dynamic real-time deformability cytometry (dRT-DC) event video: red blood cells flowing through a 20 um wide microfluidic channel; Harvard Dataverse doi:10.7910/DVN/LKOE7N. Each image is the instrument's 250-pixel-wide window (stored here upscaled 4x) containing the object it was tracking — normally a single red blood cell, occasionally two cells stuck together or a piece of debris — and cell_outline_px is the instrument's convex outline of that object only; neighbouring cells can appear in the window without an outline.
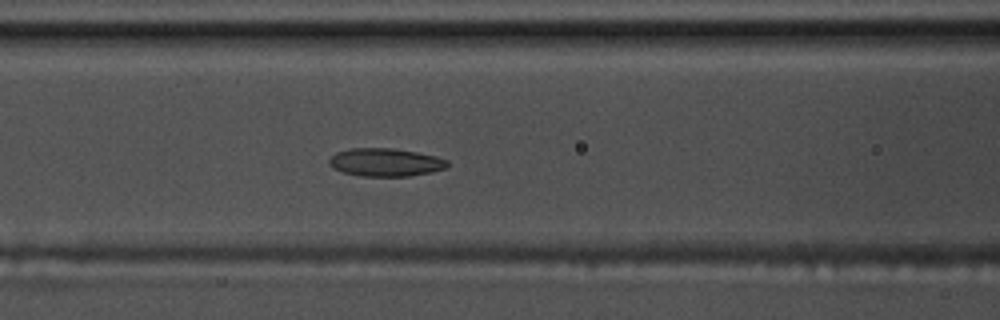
{"species": "common noctule bat (a hibernating species)", "species_latin": "Nyctalus noctula", "temperature_condition": "warm", "stored_images_in_passage": 44, "camera_frame_rate_fps": 3000, "um_per_image_px": 0.085, "animal": {"sex": "male", "body_mass_g": 17.5, "forearm_length_mm": 52.3}, "frame": {"image": 1, "passage_image": 11, "time_ms": 3.333, "image_size_px": [1000, 320], "cell_outline_px": [[448, 164], [444, 168], [432, 172], [412, 176], [360, 176], [344, 172], [328, 164], [328, 160], [336, 152], [348, 148], [396, 148], [436, 156], [448, 160]], "centroid_in_image_um": [32.77, 13.79], "position_along_channel_um": 133.8, "area_um2": 19.36}}
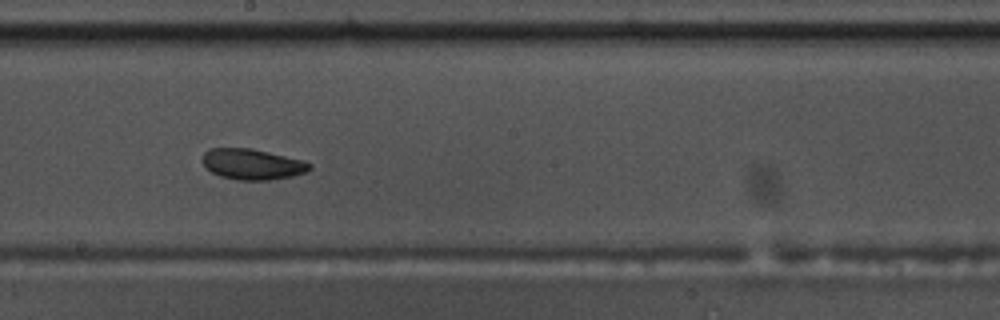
{"frame": {"image": 2, "passage_image": 19, "time_ms": 6.0, "image_size_px": [1000, 320], "cell_outline_px": [[312, 168], [304, 172], [292, 176], [268, 180], [236, 180], [220, 176], [204, 168], [200, 160], [204, 152], [208, 148], [252, 148], [304, 160], [312, 164]], "centroid_in_image_um": [21.39, 13.95], "position_along_channel_um": 226.8, "area_um2": 19.48}}
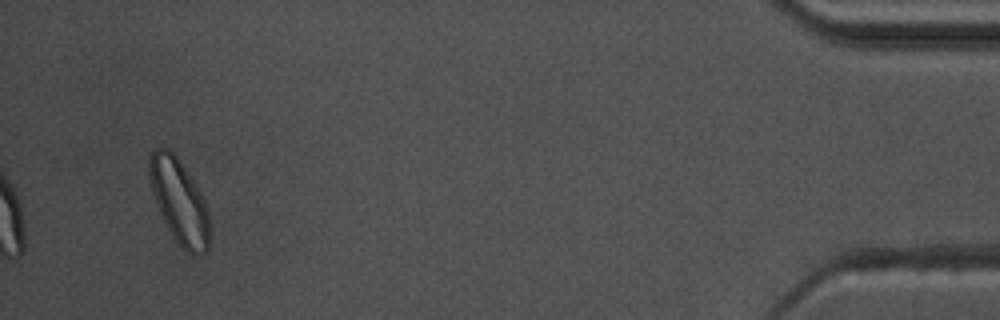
{"frame": {"image": 3, "passage_image": 42, "time_ms": 13.667, "image_size_px": [1000, 320], "cell_outline_px": [[208, 252], [204, 256], [192, 256], [184, 252], [180, 248], [172, 236], [160, 212], [152, 192], [148, 176], [148, 160], [152, 148], [168, 148], [176, 156], [196, 184], [204, 200], [208, 212]], "centroid_in_image_um": [15.22, 17.16], "position_along_channel_um": 420.0, "area_um2": 29.88}, "authors_computed_cell_mechanics": {"area_um2": 19.7965, "velocity_mm_per_s": 3.5126, "shape_relaxation_time_tau1_ms": 4.2196, "shape_relaxation_time_tau2_ms": 3.6939, "deformation_change_tau1": 0.0935, "deformation_change_tau2": 0.084}}